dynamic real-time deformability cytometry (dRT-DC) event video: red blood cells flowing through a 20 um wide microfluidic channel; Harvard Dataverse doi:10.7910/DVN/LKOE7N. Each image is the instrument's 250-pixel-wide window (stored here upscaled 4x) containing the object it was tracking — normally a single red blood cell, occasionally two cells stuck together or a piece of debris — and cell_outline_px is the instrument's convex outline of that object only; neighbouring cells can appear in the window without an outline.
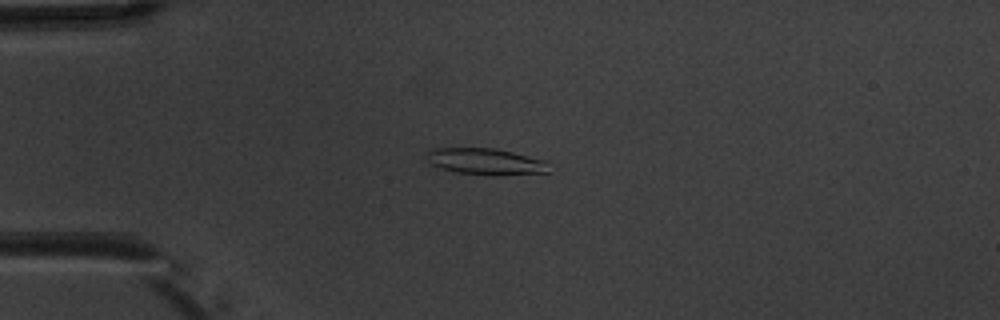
{"species": "common noctule bat (a hibernating species)", "species_latin": "Nyctalus noctula", "temperature_condition": "warm", "stored_images_in_passage": 8, "camera_frame_rate_fps": 3000, "um_per_image_px": 0.085, "animal": {"sex": "male", "body_mass_g": 20.1, "forearm_length_mm": 53.5}, "frame": {"image": 1, "passage_image": 3, "time_ms": 2.333, "image_size_px": [1000, 320], "cell_outline_px": [[552, 172], [456, 172], [440, 168], [424, 160], [424, 152], [432, 148], [496, 148], [548, 160]], "centroid_in_image_um": [41.21, 13.65], "position_along_channel_um": 43.8, "area_um2": 18.15}}
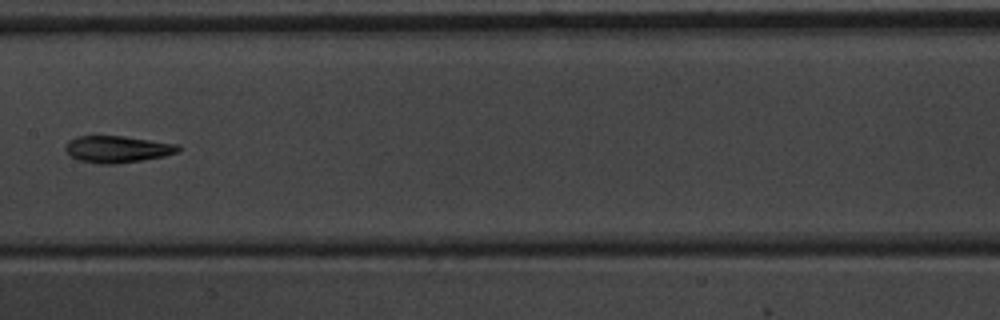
{"frame": {"image": 2, "passage_image": 7, "time_ms": 7.0, "image_size_px": [1000, 320], "cell_outline_px": [[180, 152], [164, 156], [116, 164], [96, 164], [80, 160], [72, 156], [64, 148], [68, 140], [76, 136], [124, 136], [180, 144]], "centroid_in_image_um": [10.0, 12.67], "position_along_channel_um": 197.4, "area_um2": 17.69}}
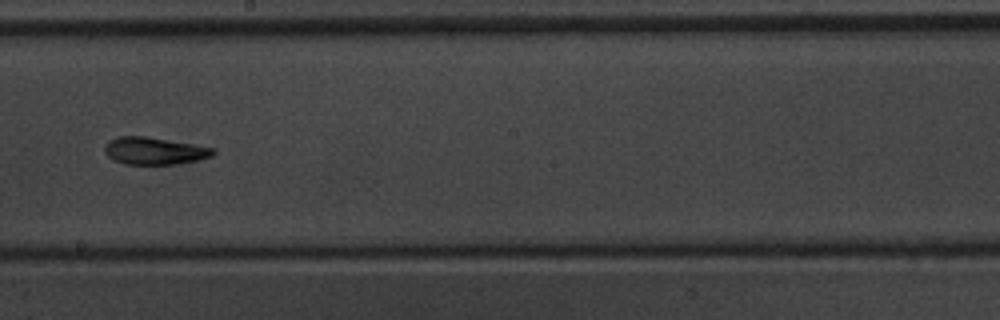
{"frame": {"image": 3, "passage_image": 8, "time_ms": 8.0, "image_size_px": [1000, 320], "cell_outline_px": [[216, 152], [212, 156], [196, 160], [172, 164], [124, 164], [112, 160], [104, 152], [104, 144], [108, 140], [120, 136], [144, 136], [216, 148]], "centroid_in_image_um": [13.07, 12.82], "position_along_channel_um": 235.1, "area_um2": 17.22}}